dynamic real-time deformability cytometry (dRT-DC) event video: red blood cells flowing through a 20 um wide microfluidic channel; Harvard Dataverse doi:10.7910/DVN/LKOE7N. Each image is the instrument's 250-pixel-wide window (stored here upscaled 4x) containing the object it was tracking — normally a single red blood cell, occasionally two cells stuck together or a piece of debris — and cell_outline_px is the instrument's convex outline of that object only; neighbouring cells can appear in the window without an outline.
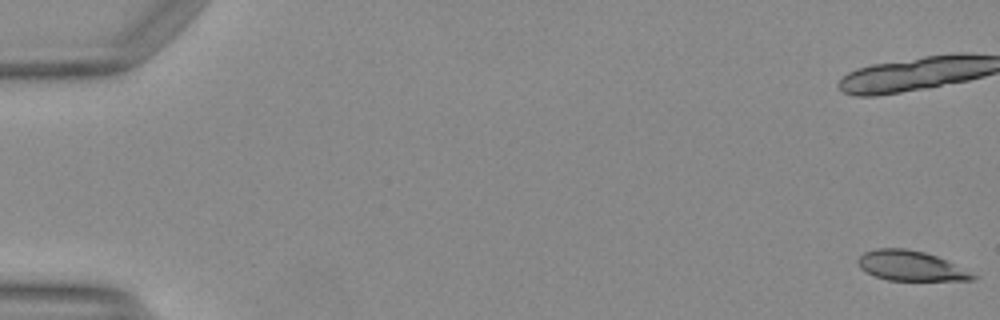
{"species": "Egyptian fruit bat (a non-hibernating species)", "species_latin": "Rousettus aegyptiacus", "temperature_condition": "warm", "stored_images_in_passage": 20, "camera_frame_rate_fps": 3000, "um_per_image_px": 0.085, "animal": {"sex": "female"}, "frame": {"image": 1, "passage_image": 1, "time_ms": 0.0, "image_size_px": [1000, 320], "cell_outline_px": [[980, 276], [976, 280], [888, 280], [876, 276], [860, 268], [856, 260], [864, 252], [876, 248], [904, 248], [924, 252], [936, 256]], "centroid_in_image_um": [77.41, 22.59], "position_along_channel_um": 7.6, "area_um2": 19.88}}